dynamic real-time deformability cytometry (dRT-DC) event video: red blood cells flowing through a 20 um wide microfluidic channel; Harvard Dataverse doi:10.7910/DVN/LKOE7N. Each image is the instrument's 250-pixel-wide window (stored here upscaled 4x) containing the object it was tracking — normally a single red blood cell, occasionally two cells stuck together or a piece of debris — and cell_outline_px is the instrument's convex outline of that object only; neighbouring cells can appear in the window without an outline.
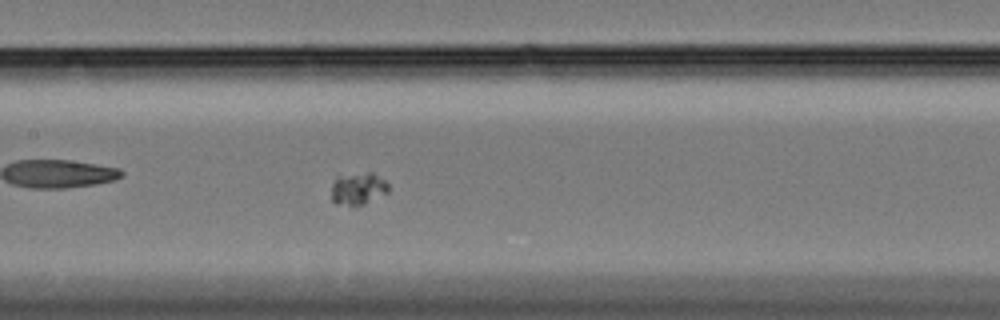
{"species": "Egyptian fruit bat (a non-hibernating species)", "species_latin": "Rousettus aegyptiacus", "temperature_condition": "cold", "stored_images_in_passage": 47, "camera_frame_rate_fps": 3000, "um_per_image_px": 0.085, "animal": {"sex": "female"}, "frame": {"image": 1, "passage_image": 16, "time_ms": 5.0, "image_size_px": [1000, 320], "cell_outline_px": [[388, 192], [364, 204], [336, 204], [332, 200], [332, 184], [340, 176], [368, 172], [372, 172], [384, 180], [388, 184]], "centroid_in_image_um": [30.45, 16.03], "position_along_channel_um": 176.9, "area_um2": 10.35}}
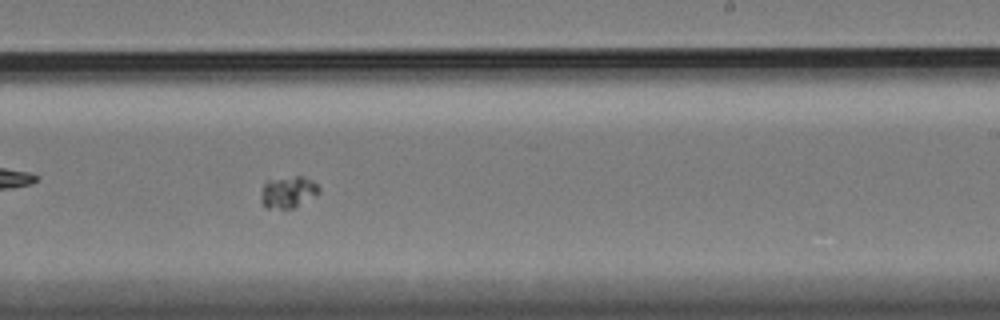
{"frame": {"image": 2, "passage_image": 24, "time_ms": 7.667, "image_size_px": [1000, 320], "cell_outline_px": [[320, 192], [296, 208], [264, 208], [260, 200], [264, 184], [268, 180], [296, 176], [304, 176], [312, 180], [320, 188]], "centroid_in_image_um": [24.5, 16.34], "position_along_channel_um": 264.5, "area_um2": 10.75}}
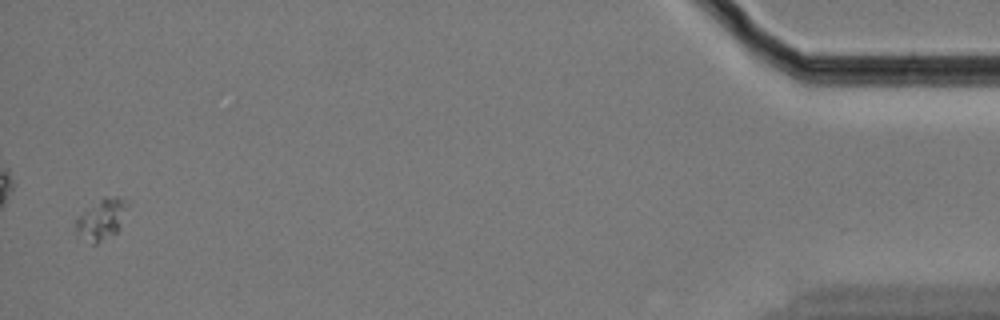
{"frame": {"image": 3, "passage_image": 46, "time_ms": 15.0, "image_size_px": [1000, 320], "cell_outline_px": [[132, 204], [120, 228], [116, 232], [96, 244], [92, 244], [76, 228], [76, 220], [80, 216], [104, 196], [120, 196]], "centroid_in_image_um": [8.78, 18.57], "position_along_channel_um": 426.4, "area_um2": 12.08}}